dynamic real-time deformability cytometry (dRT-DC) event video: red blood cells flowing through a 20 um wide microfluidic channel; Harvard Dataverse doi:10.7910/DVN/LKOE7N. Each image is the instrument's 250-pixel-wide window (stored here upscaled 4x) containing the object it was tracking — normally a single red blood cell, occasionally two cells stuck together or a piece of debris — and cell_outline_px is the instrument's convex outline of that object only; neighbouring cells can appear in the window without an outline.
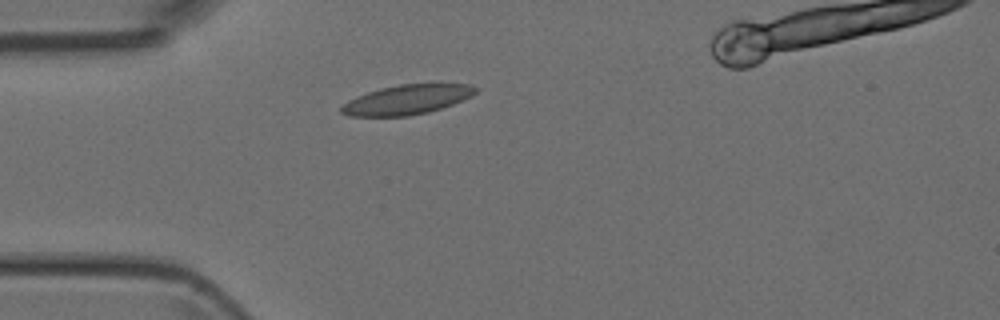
{"species": "Egyptian fruit bat (a non-hibernating species)", "species_latin": "Rousettus aegyptiacus", "temperature_condition": "room temperature", "stored_images_in_passage": 2, "camera_frame_rate_fps": 3000, "um_per_image_px": 0.085, "animal": {"sex": "female"}, "frame": {"image": 1, "passage_image": 1, "time_ms": 0.0, "image_size_px": [1000, 320], "cell_outline_px": [[476, 92], [472, 96], [452, 104], [428, 112], [408, 116], [348, 116], [340, 112], [340, 108], [348, 100], [356, 96], [380, 88], [400, 84], [472, 84], [476, 88]], "centroid_in_image_um": [34.56, 8.47], "position_along_channel_um": 50.4, "area_um2": 23.0}}